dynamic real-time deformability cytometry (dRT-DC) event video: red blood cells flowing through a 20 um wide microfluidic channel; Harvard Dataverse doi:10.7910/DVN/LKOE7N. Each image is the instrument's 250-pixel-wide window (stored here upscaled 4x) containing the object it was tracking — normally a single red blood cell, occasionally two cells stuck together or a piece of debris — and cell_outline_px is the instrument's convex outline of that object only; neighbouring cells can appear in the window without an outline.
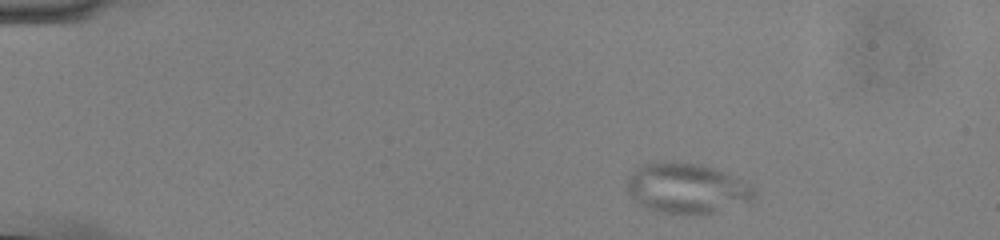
{"species": "common noctule bat (a hibernating species)", "species_latin": "Nyctalus noctula", "temperature_condition": "cold", "stored_images_in_passage": 47, "camera_frame_rate_fps": 3000, "um_per_image_px": 0.085, "animal": {"sex": "male", "body_mass_g": 13.0, "forearm_length_mm": 53.1}, "frame": {"image": 1, "passage_image": 1, "time_ms": 0.0, "image_size_px": [1000, 240], "cell_outline_px": [[756, 196], [752, 200], [716, 212], [660, 212], [648, 208], [632, 200], [628, 192], [628, 176], [636, 168], [644, 164], [700, 164], [716, 168], [728, 172], [752, 184]], "centroid_in_image_um": [58.43, 16.0], "position_along_channel_um": 26.6, "area_um2": 36.36}}
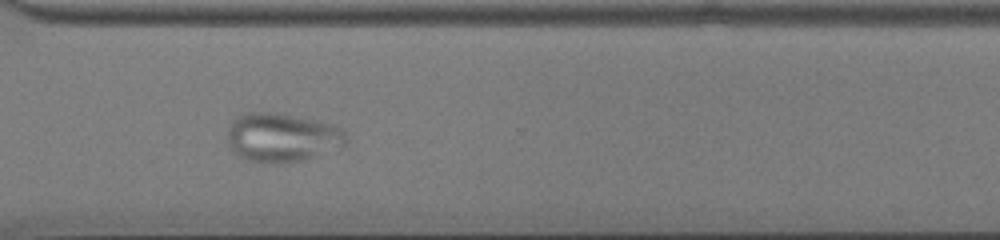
{"frame": {"image": 2, "passage_image": 34, "time_ms": 11.0, "image_size_px": [1000, 240], "cell_outline_px": [[348, 140], [344, 144], [304, 160], [280, 164], [268, 164], [248, 160], [240, 156], [232, 148], [228, 140], [228, 128], [232, 120], [236, 116], [248, 112], [272, 112], [332, 124], [344, 128], [348, 136]], "centroid_in_image_um": [23.96, 11.69], "position_along_channel_um": 346.6, "area_um2": 33.64}}
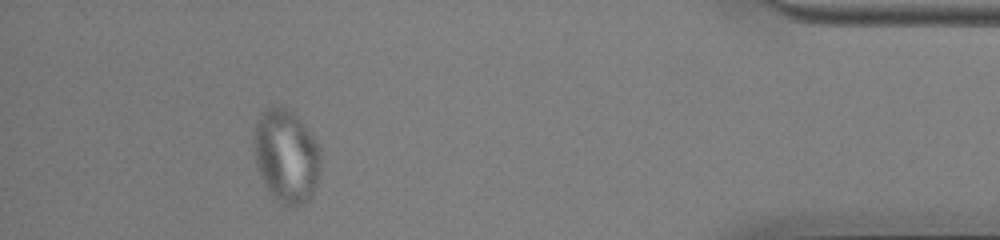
{"frame": {"image": 3, "passage_image": 43, "time_ms": 14.0, "image_size_px": [1000, 240], "cell_outline_px": [[320, 168], [316, 188], [312, 196], [308, 200], [296, 208], [288, 208], [272, 200], [260, 176], [256, 164], [252, 144], [252, 136], [256, 120], [272, 104], [284, 104], [292, 108], [312, 136], [320, 152]], "centroid_in_image_um": [24.3, 13.27], "position_along_channel_um": 410.9, "area_um2": 37.63}}